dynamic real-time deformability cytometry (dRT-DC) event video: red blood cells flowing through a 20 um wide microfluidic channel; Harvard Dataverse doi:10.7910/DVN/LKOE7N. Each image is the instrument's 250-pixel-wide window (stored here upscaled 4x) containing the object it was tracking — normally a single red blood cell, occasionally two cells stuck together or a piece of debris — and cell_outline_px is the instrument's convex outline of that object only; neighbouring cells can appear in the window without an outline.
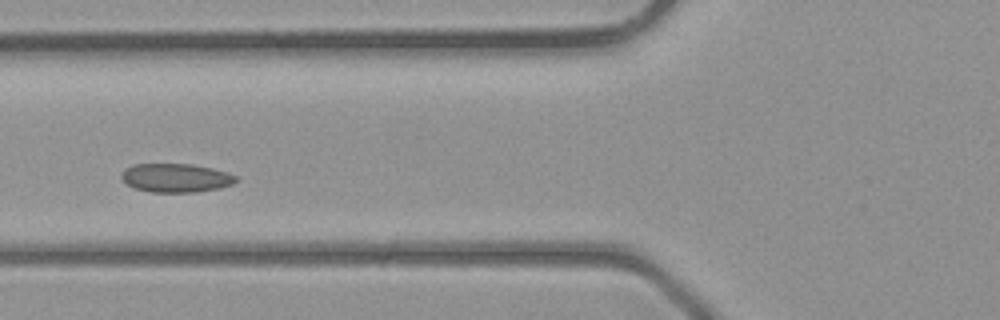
{"species": "common noctule bat (a hibernating species)", "species_latin": "Nyctalus noctula", "temperature_condition": "room temperature", "stored_images_in_passage": 4, "camera_frame_rate_fps": 3000, "um_per_image_px": 0.085, "animal": {"sex": "male", "body_mass_g": 23.1, "forearm_length_mm": 52.7}, "frame": {"image": 1, "passage_image": 4, "time_ms": 3.333, "image_size_px": [1000, 320], "cell_outline_px": [[236, 180], [232, 184], [220, 188], [196, 192], [152, 192], [136, 188], [128, 184], [120, 176], [124, 168], [132, 164], [192, 164], [212, 168], [228, 172], [236, 176]], "centroid_in_image_um": [14.95, 15.11], "position_along_channel_um": 110.9, "area_um2": 19.13}}